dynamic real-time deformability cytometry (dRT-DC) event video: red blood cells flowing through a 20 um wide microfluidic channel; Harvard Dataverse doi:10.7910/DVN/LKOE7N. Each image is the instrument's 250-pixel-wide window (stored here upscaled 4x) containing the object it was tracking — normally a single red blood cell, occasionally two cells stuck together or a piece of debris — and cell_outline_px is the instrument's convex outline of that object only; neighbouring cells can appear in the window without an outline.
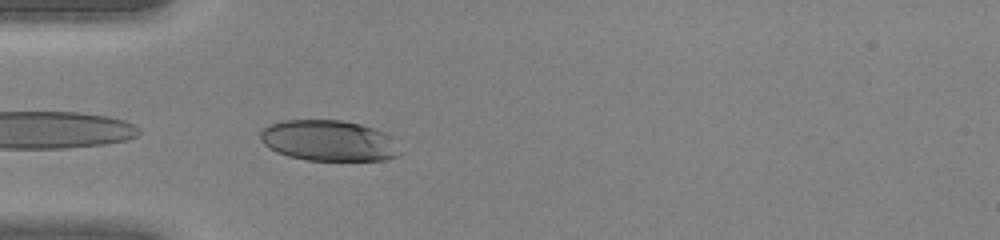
{"species": "human", "species_latin": "Homo sapiens", "temperature_condition": "warm", "stored_images_in_passage": 12, "camera_frame_rate_fps": 3000, "um_per_image_px": 0.085, "donor": {"sex": "female"}, "frame": {"image": 1, "passage_image": 1, "time_ms": 0.0, "image_size_px": [1000, 240], "cell_outline_px": [[400, 156], [384, 160], [308, 160], [288, 156], [276, 152], [268, 148], [260, 140], [260, 132], [268, 124], [280, 120], [340, 120], [360, 124], [384, 132], [388, 136], [400, 152]], "centroid_in_image_um": [27.87, 11.95], "position_along_channel_um": 57.1, "area_um2": 33.12}}
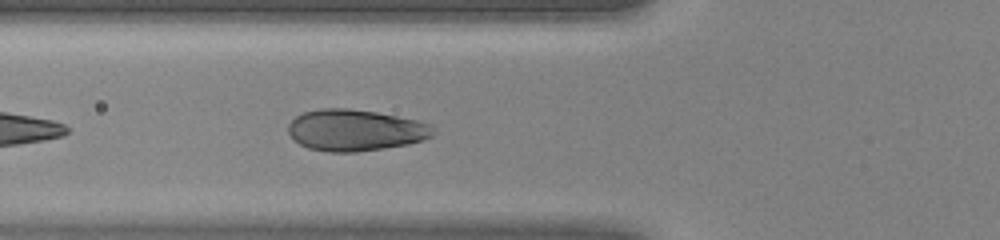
{"frame": {"image": 2, "passage_image": 4, "time_ms": 1.0, "image_size_px": [1000, 240], "cell_outline_px": [[436, 132], [432, 136], [424, 140], [408, 144], [384, 148], [356, 152], [328, 152], [308, 148], [300, 144], [288, 132], [288, 124], [296, 116], [304, 112], [320, 108], [348, 108], [376, 112], [416, 120], [432, 124], [436, 128]], "centroid_in_image_um": [30.23, 11.06], "position_along_channel_um": 95.6, "area_um2": 35.14}}
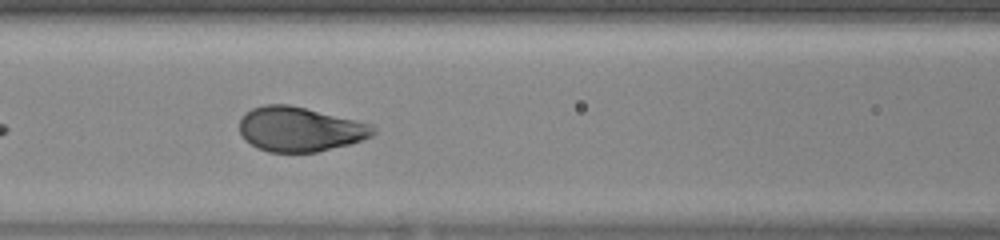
{"frame": {"image": 3, "passage_image": 7, "time_ms": 2.0, "image_size_px": [1000, 240], "cell_outline_px": [[376, 132], [372, 136], [348, 144], [316, 152], [268, 152], [256, 148], [244, 140], [240, 132], [240, 120], [244, 112], [252, 108], [264, 104], [288, 104], [356, 120], [372, 124], [376, 128]], "centroid_in_image_um": [25.45, 10.98], "position_along_channel_um": 141.1, "area_um2": 34.8}}